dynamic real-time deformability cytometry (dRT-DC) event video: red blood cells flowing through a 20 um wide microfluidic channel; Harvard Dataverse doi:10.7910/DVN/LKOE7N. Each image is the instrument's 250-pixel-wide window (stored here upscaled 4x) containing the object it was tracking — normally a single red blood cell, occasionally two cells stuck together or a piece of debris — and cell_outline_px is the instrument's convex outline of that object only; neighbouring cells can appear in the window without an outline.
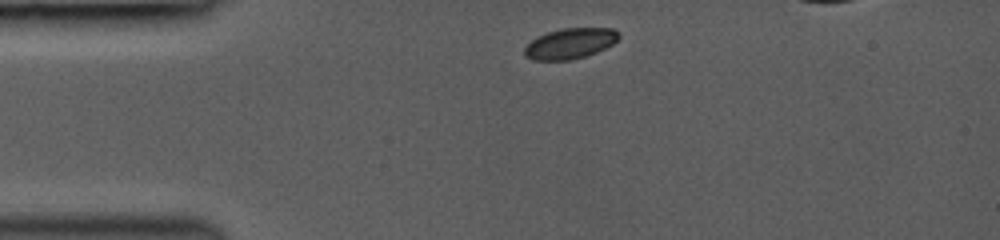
{"species": "common noctule bat (a hibernating species)", "species_latin": "Nyctalus noctula", "temperature_condition": "room temperature", "stored_images_in_passage": 31, "camera_frame_rate_fps": 3000, "um_per_image_px": 0.085, "animal": {"sex": "female", "body_mass_g": 19.0, "forearm_length_mm": 53.3}, "frame": {"image": 1, "passage_image": 1, "time_ms": 0.0, "image_size_px": [1000, 240], "cell_outline_px": [[620, 36], [612, 44], [596, 52], [572, 60], [532, 60], [524, 56], [524, 48], [536, 36], [560, 28], [612, 28]], "centroid_in_image_um": [48.41, 3.7], "position_along_channel_um": 36.6, "area_um2": 16.7}}
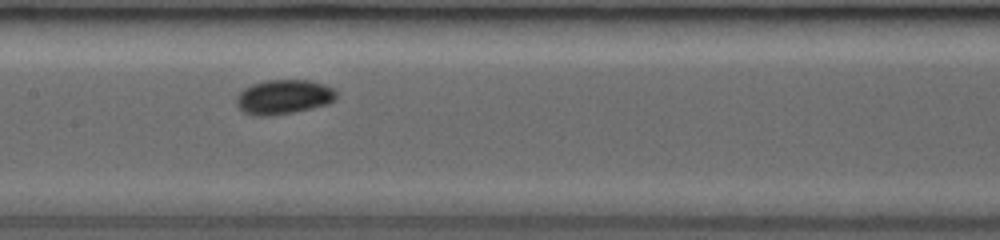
{"frame": {"image": 2, "passage_image": 13, "time_ms": 4.333, "image_size_px": [1000, 240], "cell_outline_px": [[336, 100], [328, 104], [312, 108], [272, 116], [256, 116], [244, 112], [236, 104], [236, 96], [244, 88], [252, 84], [264, 80], [308, 80], [324, 84], [332, 88], [336, 92]], "centroid_in_image_um": [24.1, 8.24], "position_along_channel_um": 183.3, "area_um2": 20.17}}
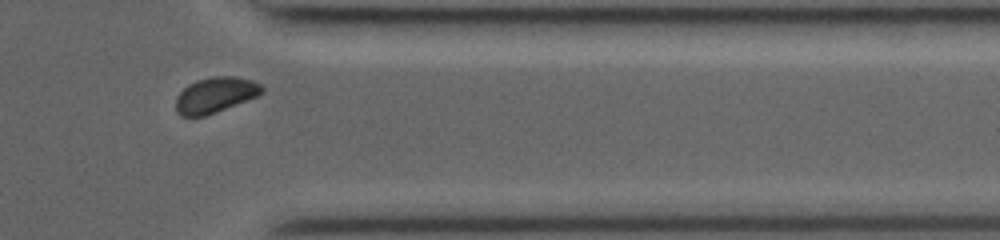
{"frame": {"image": 3, "passage_image": 26, "time_ms": 9.333, "image_size_px": [1000, 240], "cell_outline_px": [[264, 92], [256, 96], [204, 116], [180, 116], [176, 112], [176, 96], [188, 84], [196, 80], [212, 76], [236, 76], [252, 80], [260, 84], [264, 88]], "centroid_in_image_um": [18.28, 8.05], "position_along_channel_um": 393.1, "area_um2": 17.69}}